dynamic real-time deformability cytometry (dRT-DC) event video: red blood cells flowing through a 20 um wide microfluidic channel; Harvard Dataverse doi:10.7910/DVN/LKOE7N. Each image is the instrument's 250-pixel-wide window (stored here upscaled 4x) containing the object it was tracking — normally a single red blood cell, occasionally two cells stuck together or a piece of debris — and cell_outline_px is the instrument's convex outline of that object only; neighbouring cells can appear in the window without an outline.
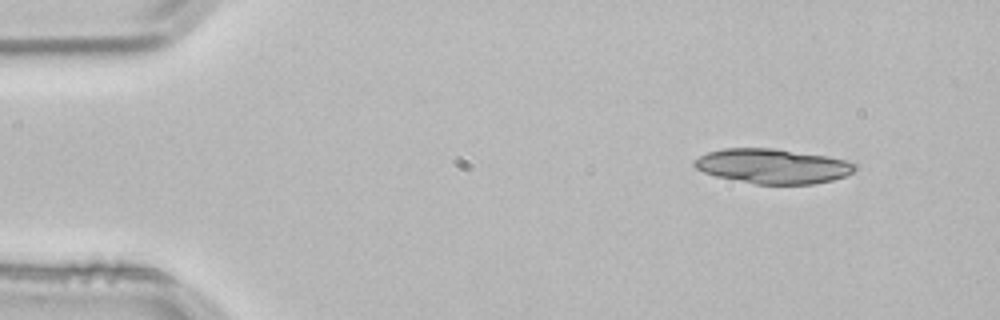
{"species": "common noctule bat (a hibernating species)", "species_latin": "Nyctalus noctula", "temperature_condition": "room temperature", "stored_images_in_passage": 3, "camera_frame_rate_fps": 3000, "um_per_image_px": 0.085, "animal": {"sex": "male", "body_mass_g": 21.5, "forearm_length_mm": 52.0}, "frame": {"image": 1, "passage_image": 1, "time_ms": 0.0, "image_size_px": [1000, 320], "cell_outline_px": [[856, 168], [852, 172], [844, 176], [832, 180], [812, 184], [756, 184], [716, 176], [704, 172], [696, 168], [692, 164], [692, 160], [708, 152], [724, 148], [776, 148], [828, 156], [848, 160], [856, 164]], "centroid_in_image_um": [65.68, 14.11], "position_along_channel_um": 19.3, "area_um2": 32.6}}